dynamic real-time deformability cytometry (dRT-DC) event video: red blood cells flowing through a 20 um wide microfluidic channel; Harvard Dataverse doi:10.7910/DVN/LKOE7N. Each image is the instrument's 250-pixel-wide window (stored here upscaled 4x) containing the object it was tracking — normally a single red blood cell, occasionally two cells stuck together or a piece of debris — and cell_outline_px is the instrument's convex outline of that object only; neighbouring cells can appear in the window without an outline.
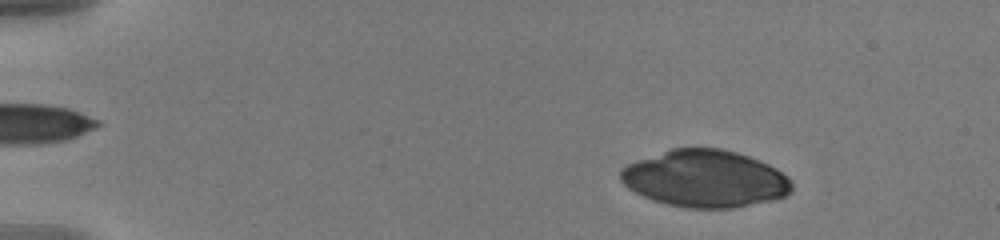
{"species": "human", "species_latin": "Homo sapiens", "temperature_condition": "warm", "stored_images_in_passage": 56, "camera_frame_rate_fps": 3000, "um_per_image_px": 0.085, "donor": {"sex": "male"}, "frame": {"image": 1, "passage_image": 8, "time_ms": 2.333, "image_size_px": [1000, 240], "cell_outline_px": [[792, 188], [784, 196], [772, 200], [732, 208], [688, 208], [668, 204], [652, 200], [628, 188], [620, 180], [620, 168], [636, 160], [672, 148], [720, 148], [736, 152], [760, 160], [776, 168], [792, 184]], "centroid_in_image_um": [59.89, 15.18], "position_along_channel_um": 25.1, "area_um2": 56.7}}
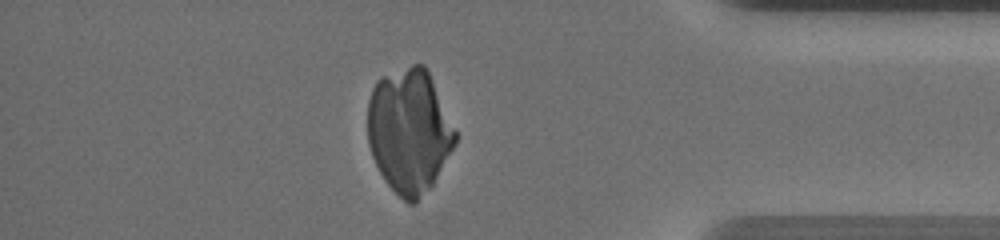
{"frame": {"image": 2, "passage_image": 49, "time_ms": 16.0, "image_size_px": [1000, 240], "cell_outline_px": [[456, 140], [452, 148], [432, 184], [416, 204], [408, 204], [384, 180], [372, 156], [368, 144], [368, 100], [372, 88], [376, 80], [380, 76], [412, 64], [424, 64], [432, 80], [456, 132]], "centroid_in_image_um": [34.74, 11.11], "position_along_channel_um": 400.5, "area_um2": 62.89}}